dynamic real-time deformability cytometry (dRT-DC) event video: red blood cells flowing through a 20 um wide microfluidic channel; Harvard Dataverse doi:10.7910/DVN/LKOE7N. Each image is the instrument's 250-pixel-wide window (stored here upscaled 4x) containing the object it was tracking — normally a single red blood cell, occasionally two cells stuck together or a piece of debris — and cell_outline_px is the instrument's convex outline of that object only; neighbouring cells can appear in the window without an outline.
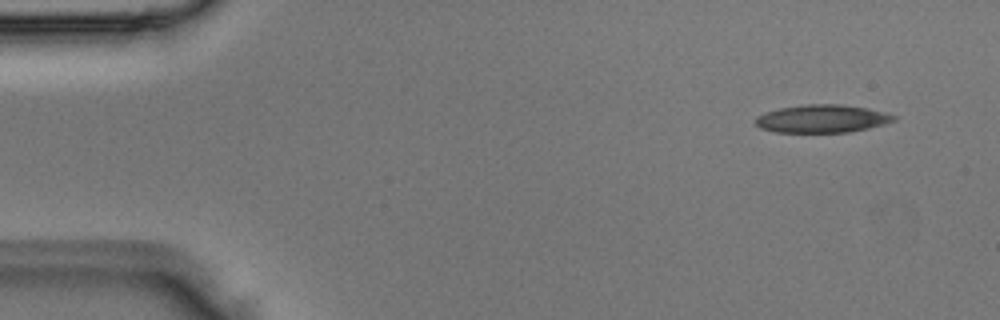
{"species": "Egyptian fruit bat (a non-hibernating species)", "species_latin": "Rousettus aegyptiacus", "temperature_condition": "room temperature", "stored_images_in_passage": 4, "camera_frame_rate_fps": 3000, "um_per_image_px": 0.085, "animal": {"sex": "male"}, "frame": {"image": 1, "passage_image": 1, "time_ms": 0.0, "image_size_px": [1000, 320], "cell_outline_px": [[896, 120], [884, 124], [868, 128], [848, 132], [776, 132], [760, 128], [756, 124], [756, 116], [764, 112], [780, 108], [804, 104], [840, 104], [868, 108], [884, 112], [896, 116]], "centroid_in_image_um": [69.87, 10.08], "position_along_channel_um": 15.1, "area_um2": 22.48}}